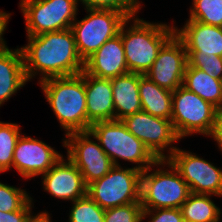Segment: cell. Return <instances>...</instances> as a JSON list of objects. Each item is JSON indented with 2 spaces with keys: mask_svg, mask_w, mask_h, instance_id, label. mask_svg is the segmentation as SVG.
<instances>
[{
  "mask_svg": "<svg viewBox=\"0 0 222 222\" xmlns=\"http://www.w3.org/2000/svg\"><path fill=\"white\" fill-rule=\"evenodd\" d=\"M110 80L113 92L115 120H122L142 110L139 96L140 74L129 72Z\"/></svg>",
  "mask_w": 222,
  "mask_h": 222,
  "instance_id": "20",
  "label": "cell"
},
{
  "mask_svg": "<svg viewBox=\"0 0 222 222\" xmlns=\"http://www.w3.org/2000/svg\"><path fill=\"white\" fill-rule=\"evenodd\" d=\"M154 166L156 170L152 169ZM165 166L169 170H164ZM190 194L189 185L166 159L157 160L141 173L140 203L143 209L180 208Z\"/></svg>",
  "mask_w": 222,
  "mask_h": 222,
  "instance_id": "4",
  "label": "cell"
},
{
  "mask_svg": "<svg viewBox=\"0 0 222 222\" xmlns=\"http://www.w3.org/2000/svg\"><path fill=\"white\" fill-rule=\"evenodd\" d=\"M19 124L0 121V173L12 168L17 140L21 136Z\"/></svg>",
  "mask_w": 222,
  "mask_h": 222,
  "instance_id": "24",
  "label": "cell"
},
{
  "mask_svg": "<svg viewBox=\"0 0 222 222\" xmlns=\"http://www.w3.org/2000/svg\"><path fill=\"white\" fill-rule=\"evenodd\" d=\"M211 194L191 193L180 207L187 222H219L222 210L210 199Z\"/></svg>",
  "mask_w": 222,
  "mask_h": 222,
  "instance_id": "23",
  "label": "cell"
},
{
  "mask_svg": "<svg viewBox=\"0 0 222 222\" xmlns=\"http://www.w3.org/2000/svg\"><path fill=\"white\" fill-rule=\"evenodd\" d=\"M141 173L134 167L114 166L87 186V194L104 210L140 202Z\"/></svg>",
  "mask_w": 222,
  "mask_h": 222,
  "instance_id": "8",
  "label": "cell"
},
{
  "mask_svg": "<svg viewBox=\"0 0 222 222\" xmlns=\"http://www.w3.org/2000/svg\"><path fill=\"white\" fill-rule=\"evenodd\" d=\"M136 16L129 17L124 22L119 35L122 38L128 71L145 75L162 46L175 34V25L151 23ZM129 21L133 23L130 24Z\"/></svg>",
  "mask_w": 222,
  "mask_h": 222,
  "instance_id": "2",
  "label": "cell"
},
{
  "mask_svg": "<svg viewBox=\"0 0 222 222\" xmlns=\"http://www.w3.org/2000/svg\"><path fill=\"white\" fill-rule=\"evenodd\" d=\"M175 34L183 41L187 54H213L222 57V27L187 20Z\"/></svg>",
  "mask_w": 222,
  "mask_h": 222,
  "instance_id": "17",
  "label": "cell"
},
{
  "mask_svg": "<svg viewBox=\"0 0 222 222\" xmlns=\"http://www.w3.org/2000/svg\"><path fill=\"white\" fill-rule=\"evenodd\" d=\"M85 73L105 79H112L129 73L122 38L106 41L95 53L84 61Z\"/></svg>",
  "mask_w": 222,
  "mask_h": 222,
  "instance_id": "16",
  "label": "cell"
},
{
  "mask_svg": "<svg viewBox=\"0 0 222 222\" xmlns=\"http://www.w3.org/2000/svg\"><path fill=\"white\" fill-rule=\"evenodd\" d=\"M63 155L45 142L21 134L17 140L12 167L25 179L45 174Z\"/></svg>",
  "mask_w": 222,
  "mask_h": 222,
  "instance_id": "14",
  "label": "cell"
},
{
  "mask_svg": "<svg viewBox=\"0 0 222 222\" xmlns=\"http://www.w3.org/2000/svg\"><path fill=\"white\" fill-rule=\"evenodd\" d=\"M51 220L50 214L42 211L35 215L32 213L26 222H52Z\"/></svg>",
  "mask_w": 222,
  "mask_h": 222,
  "instance_id": "35",
  "label": "cell"
},
{
  "mask_svg": "<svg viewBox=\"0 0 222 222\" xmlns=\"http://www.w3.org/2000/svg\"><path fill=\"white\" fill-rule=\"evenodd\" d=\"M150 217L149 222H183L180 208L143 209L141 222ZM152 216V217H151Z\"/></svg>",
  "mask_w": 222,
  "mask_h": 222,
  "instance_id": "31",
  "label": "cell"
},
{
  "mask_svg": "<svg viewBox=\"0 0 222 222\" xmlns=\"http://www.w3.org/2000/svg\"><path fill=\"white\" fill-rule=\"evenodd\" d=\"M10 16H11V13L0 11V52L8 49V46L6 45V42L3 38V34L6 31Z\"/></svg>",
  "mask_w": 222,
  "mask_h": 222,
  "instance_id": "34",
  "label": "cell"
},
{
  "mask_svg": "<svg viewBox=\"0 0 222 222\" xmlns=\"http://www.w3.org/2000/svg\"><path fill=\"white\" fill-rule=\"evenodd\" d=\"M89 131L98 140L114 166H121L118 160L123 159L137 164L133 167L144 171L158 160L142 141L128 131L122 120L95 122L91 124Z\"/></svg>",
  "mask_w": 222,
  "mask_h": 222,
  "instance_id": "5",
  "label": "cell"
},
{
  "mask_svg": "<svg viewBox=\"0 0 222 222\" xmlns=\"http://www.w3.org/2000/svg\"><path fill=\"white\" fill-rule=\"evenodd\" d=\"M64 138L62 146L67 148L66 158L78 168L87 186L101 179L114 167L113 162L90 131L74 132Z\"/></svg>",
  "mask_w": 222,
  "mask_h": 222,
  "instance_id": "10",
  "label": "cell"
},
{
  "mask_svg": "<svg viewBox=\"0 0 222 222\" xmlns=\"http://www.w3.org/2000/svg\"><path fill=\"white\" fill-rule=\"evenodd\" d=\"M38 82L61 128L65 130L64 135L87 131L85 72Z\"/></svg>",
  "mask_w": 222,
  "mask_h": 222,
  "instance_id": "3",
  "label": "cell"
},
{
  "mask_svg": "<svg viewBox=\"0 0 222 222\" xmlns=\"http://www.w3.org/2000/svg\"><path fill=\"white\" fill-rule=\"evenodd\" d=\"M191 67L205 71L210 77L222 80V57L213 54H187Z\"/></svg>",
  "mask_w": 222,
  "mask_h": 222,
  "instance_id": "29",
  "label": "cell"
},
{
  "mask_svg": "<svg viewBox=\"0 0 222 222\" xmlns=\"http://www.w3.org/2000/svg\"><path fill=\"white\" fill-rule=\"evenodd\" d=\"M44 191L55 198L75 201L87 195V185L78 168L63 156L43 175Z\"/></svg>",
  "mask_w": 222,
  "mask_h": 222,
  "instance_id": "15",
  "label": "cell"
},
{
  "mask_svg": "<svg viewBox=\"0 0 222 222\" xmlns=\"http://www.w3.org/2000/svg\"><path fill=\"white\" fill-rule=\"evenodd\" d=\"M33 198H31L20 210L3 212L0 211V222H26L32 214Z\"/></svg>",
  "mask_w": 222,
  "mask_h": 222,
  "instance_id": "32",
  "label": "cell"
},
{
  "mask_svg": "<svg viewBox=\"0 0 222 222\" xmlns=\"http://www.w3.org/2000/svg\"><path fill=\"white\" fill-rule=\"evenodd\" d=\"M31 198L24 189L0 182V211L20 210Z\"/></svg>",
  "mask_w": 222,
  "mask_h": 222,
  "instance_id": "28",
  "label": "cell"
},
{
  "mask_svg": "<svg viewBox=\"0 0 222 222\" xmlns=\"http://www.w3.org/2000/svg\"><path fill=\"white\" fill-rule=\"evenodd\" d=\"M139 96L143 111L152 116L171 120L172 91L159 87L148 77L140 74Z\"/></svg>",
  "mask_w": 222,
  "mask_h": 222,
  "instance_id": "21",
  "label": "cell"
},
{
  "mask_svg": "<svg viewBox=\"0 0 222 222\" xmlns=\"http://www.w3.org/2000/svg\"><path fill=\"white\" fill-rule=\"evenodd\" d=\"M83 19L72 23L76 48L83 61L95 53L106 41L116 37L121 26L129 18L117 10L85 9Z\"/></svg>",
  "mask_w": 222,
  "mask_h": 222,
  "instance_id": "6",
  "label": "cell"
},
{
  "mask_svg": "<svg viewBox=\"0 0 222 222\" xmlns=\"http://www.w3.org/2000/svg\"><path fill=\"white\" fill-rule=\"evenodd\" d=\"M187 52L183 41L174 34L160 49L150 70L145 74L159 87L175 91L182 86Z\"/></svg>",
  "mask_w": 222,
  "mask_h": 222,
  "instance_id": "13",
  "label": "cell"
},
{
  "mask_svg": "<svg viewBox=\"0 0 222 222\" xmlns=\"http://www.w3.org/2000/svg\"><path fill=\"white\" fill-rule=\"evenodd\" d=\"M216 108L183 86L172 91L171 121L178 137L182 139L196 133L209 137L214 127Z\"/></svg>",
  "mask_w": 222,
  "mask_h": 222,
  "instance_id": "7",
  "label": "cell"
},
{
  "mask_svg": "<svg viewBox=\"0 0 222 222\" xmlns=\"http://www.w3.org/2000/svg\"><path fill=\"white\" fill-rule=\"evenodd\" d=\"M210 137L217 142L219 150L222 151V106L216 108L214 127Z\"/></svg>",
  "mask_w": 222,
  "mask_h": 222,
  "instance_id": "33",
  "label": "cell"
},
{
  "mask_svg": "<svg viewBox=\"0 0 222 222\" xmlns=\"http://www.w3.org/2000/svg\"><path fill=\"white\" fill-rule=\"evenodd\" d=\"M78 0H21L26 36L67 30L78 15Z\"/></svg>",
  "mask_w": 222,
  "mask_h": 222,
  "instance_id": "9",
  "label": "cell"
},
{
  "mask_svg": "<svg viewBox=\"0 0 222 222\" xmlns=\"http://www.w3.org/2000/svg\"><path fill=\"white\" fill-rule=\"evenodd\" d=\"M27 40V45L20 47V50L28 82L38 73V79L42 81L51 77L78 75L84 70V61L79 56L70 28L27 36Z\"/></svg>",
  "mask_w": 222,
  "mask_h": 222,
  "instance_id": "1",
  "label": "cell"
},
{
  "mask_svg": "<svg viewBox=\"0 0 222 222\" xmlns=\"http://www.w3.org/2000/svg\"><path fill=\"white\" fill-rule=\"evenodd\" d=\"M143 208L140 202L105 209L104 222H141Z\"/></svg>",
  "mask_w": 222,
  "mask_h": 222,
  "instance_id": "30",
  "label": "cell"
},
{
  "mask_svg": "<svg viewBox=\"0 0 222 222\" xmlns=\"http://www.w3.org/2000/svg\"><path fill=\"white\" fill-rule=\"evenodd\" d=\"M69 222H104L105 210L88 194L72 202Z\"/></svg>",
  "mask_w": 222,
  "mask_h": 222,
  "instance_id": "26",
  "label": "cell"
},
{
  "mask_svg": "<svg viewBox=\"0 0 222 222\" xmlns=\"http://www.w3.org/2000/svg\"><path fill=\"white\" fill-rule=\"evenodd\" d=\"M87 105V131L98 121L115 120L113 92L110 79L98 78L85 73Z\"/></svg>",
  "mask_w": 222,
  "mask_h": 222,
  "instance_id": "18",
  "label": "cell"
},
{
  "mask_svg": "<svg viewBox=\"0 0 222 222\" xmlns=\"http://www.w3.org/2000/svg\"><path fill=\"white\" fill-rule=\"evenodd\" d=\"M182 86L215 107L222 106V80L210 77L205 71L191 67L188 63Z\"/></svg>",
  "mask_w": 222,
  "mask_h": 222,
  "instance_id": "22",
  "label": "cell"
},
{
  "mask_svg": "<svg viewBox=\"0 0 222 222\" xmlns=\"http://www.w3.org/2000/svg\"><path fill=\"white\" fill-rule=\"evenodd\" d=\"M28 82L20 48L0 52V107Z\"/></svg>",
  "mask_w": 222,
  "mask_h": 222,
  "instance_id": "19",
  "label": "cell"
},
{
  "mask_svg": "<svg viewBox=\"0 0 222 222\" xmlns=\"http://www.w3.org/2000/svg\"><path fill=\"white\" fill-rule=\"evenodd\" d=\"M122 122L128 131L142 141L158 160L167 159L178 148L173 143L181 139L171 120L152 116L141 110L125 117ZM165 150L169 154L165 155Z\"/></svg>",
  "mask_w": 222,
  "mask_h": 222,
  "instance_id": "11",
  "label": "cell"
},
{
  "mask_svg": "<svg viewBox=\"0 0 222 222\" xmlns=\"http://www.w3.org/2000/svg\"><path fill=\"white\" fill-rule=\"evenodd\" d=\"M189 19L222 27V0H192Z\"/></svg>",
  "mask_w": 222,
  "mask_h": 222,
  "instance_id": "25",
  "label": "cell"
},
{
  "mask_svg": "<svg viewBox=\"0 0 222 222\" xmlns=\"http://www.w3.org/2000/svg\"><path fill=\"white\" fill-rule=\"evenodd\" d=\"M84 9L117 10L128 17L137 15L142 5L139 0H78Z\"/></svg>",
  "mask_w": 222,
  "mask_h": 222,
  "instance_id": "27",
  "label": "cell"
},
{
  "mask_svg": "<svg viewBox=\"0 0 222 222\" xmlns=\"http://www.w3.org/2000/svg\"><path fill=\"white\" fill-rule=\"evenodd\" d=\"M189 185L191 193L222 197V169L195 153L177 148L167 159Z\"/></svg>",
  "mask_w": 222,
  "mask_h": 222,
  "instance_id": "12",
  "label": "cell"
}]
</instances>
